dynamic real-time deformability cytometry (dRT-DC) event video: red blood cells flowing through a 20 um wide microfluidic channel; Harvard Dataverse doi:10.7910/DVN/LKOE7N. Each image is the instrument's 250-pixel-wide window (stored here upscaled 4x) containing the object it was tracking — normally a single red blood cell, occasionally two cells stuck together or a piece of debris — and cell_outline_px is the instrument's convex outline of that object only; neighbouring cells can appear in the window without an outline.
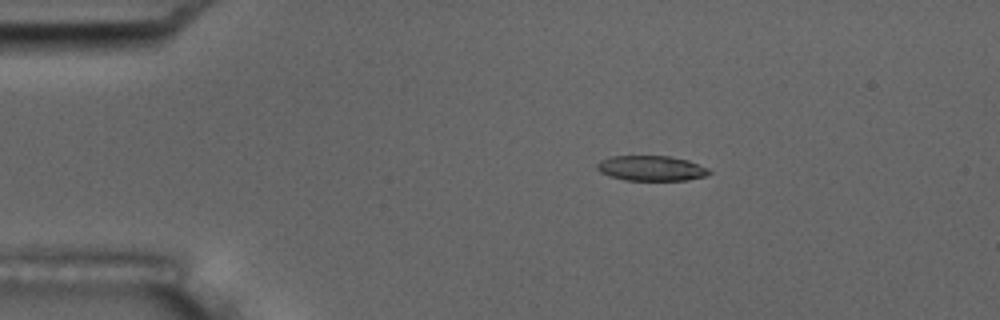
{"species": "common noctule bat (a hibernating species)", "species_latin": "Nyctalus noctula", "temperature_condition": "room temperature", "stored_images_in_passage": 4, "camera_frame_rate_fps": 3000, "um_per_image_px": 0.085, "animal": {"sex": "male", "body_mass_g": 17.5, "forearm_length_mm": 52.3}, "frame": {"image": 1, "passage_image": 3, "time_ms": 2.333, "image_size_px": [1000, 320], "cell_outline_px": [[712, 172], [704, 176], [688, 180], [624, 180], [600, 172], [596, 168], [596, 164], [600, 160], [612, 156], [672, 156], [688, 160], [708, 168]], "centroid_in_image_um": [55.36, 14.29], "position_along_channel_um": 29.6, "area_um2": 16.42}}